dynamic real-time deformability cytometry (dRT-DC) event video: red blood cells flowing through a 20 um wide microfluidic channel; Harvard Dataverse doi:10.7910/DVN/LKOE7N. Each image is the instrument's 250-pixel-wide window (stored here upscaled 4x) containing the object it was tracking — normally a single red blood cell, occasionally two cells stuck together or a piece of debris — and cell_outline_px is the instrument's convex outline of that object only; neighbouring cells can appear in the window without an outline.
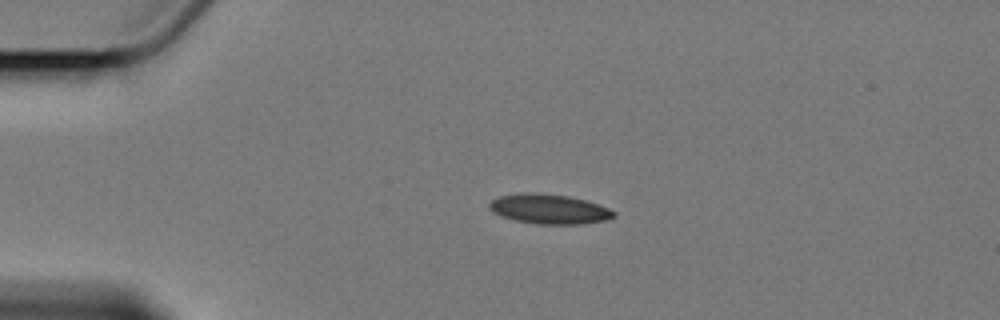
{"species": "Egyptian fruit bat (a non-hibernating species)", "species_latin": "Rousettus aegyptiacus", "temperature_condition": "cold", "stored_images_in_passage": 4, "camera_frame_rate_fps": 3000, "um_per_image_px": 0.085, "animal": {"sex": "female"}, "frame": {"image": 1, "passage_image": 3, "time_ms": 2.667, "image_size_px": [1000, 320], "cell_outline_px": [[616, 216], [604, 220], [580, 224], [536, 224], [516, 220], [500, 216], [492, 212], [488, 208], [488, 204], [492, 200], [500, 196], [524, 192], [532, 192], [568, 196], [584, 200], [608, 208], [616, 212]], "centroid_in_image_um": [46.63, 17.77], "position_along_channel_um": 38.4, "area_um2": 21.44}}